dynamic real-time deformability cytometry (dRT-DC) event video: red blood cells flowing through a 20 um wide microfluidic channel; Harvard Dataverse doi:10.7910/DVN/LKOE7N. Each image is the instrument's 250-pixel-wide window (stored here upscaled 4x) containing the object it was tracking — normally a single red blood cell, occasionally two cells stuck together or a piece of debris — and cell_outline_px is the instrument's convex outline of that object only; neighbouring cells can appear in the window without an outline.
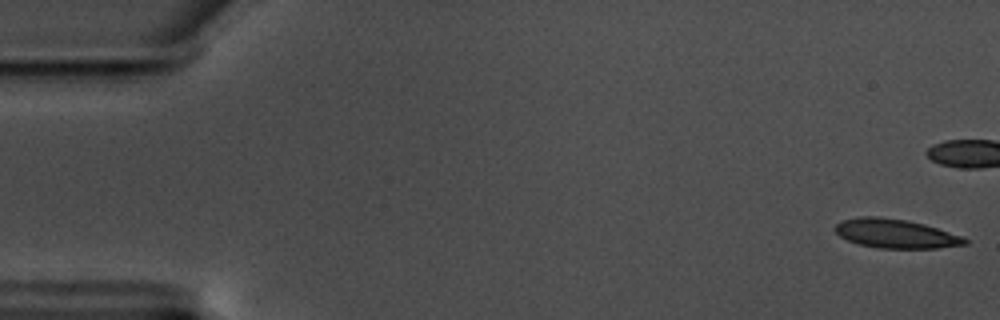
{"species": "common noctule bat (a hibernating species)", "species_latin": "Nyctalus noctula", "temperature_condition": "warm", "stored_images_in_passage": 45, "camera_frame_rate_fps": 3000, "um_per_image_px": 0.085, "animal": {"sex": "male", "body_mass_g": 17.5, "forearm_length_mm": 52.3}, "frame": {"image": 1, "passage_image": 1, "time_ms": 0.0, "image_size_px": [1000, 320], "cell_outline_px": [[968, 244], [936, 248], [880, 248], [860, 244], [848, 240], [840, 236], [832, 228], [840, 220], [860, 216], [876, 216], [904, 220], [924, 224], [960, 236], [968, 240]], "centroid_in_image_um": [76.07, 19.85], "position_along_channel_um": 8.9, "area_um2": 21.73}}
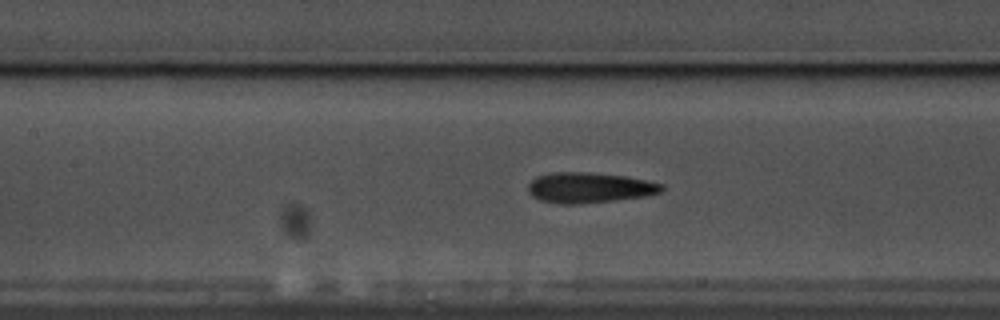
{"frame": {"image": 2, "passage_image": 26, "time_ms": 8.333, "image_size_px": [1000, 320], "cell_outline_px": [[664, 188], [660, 192], [644, 196], [580, 204], [560, 204], [540, 200], [532, 196], [528, 192], [528, 184], [536, 176], [552, 172], [588, 172], [624, 176], [664, 184]], "centroid_in_image_um": [50.04, 15.95], "position_along_channel_um": 157.4, "area_um2": 23.58}}
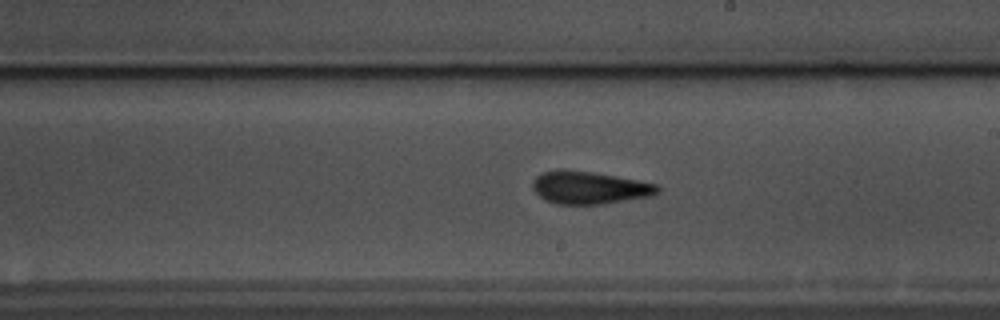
{"frame": {"image": 3, "passage_image": 33, "time_ms": 10.667, "image_size_px": [1000, 320], "cell_outline_px": [[660, 192], [652, 196], [600, 204], [556, 204], [544, 200], [532, 188], [532, 180], [540, 172], [560, 168], [592, 172], [640, 180], [660, 184]], "centroid_in_image_um": [50.09, 15.93], "position_along_channel_um": 238.9, "area_um2": 24.16}}